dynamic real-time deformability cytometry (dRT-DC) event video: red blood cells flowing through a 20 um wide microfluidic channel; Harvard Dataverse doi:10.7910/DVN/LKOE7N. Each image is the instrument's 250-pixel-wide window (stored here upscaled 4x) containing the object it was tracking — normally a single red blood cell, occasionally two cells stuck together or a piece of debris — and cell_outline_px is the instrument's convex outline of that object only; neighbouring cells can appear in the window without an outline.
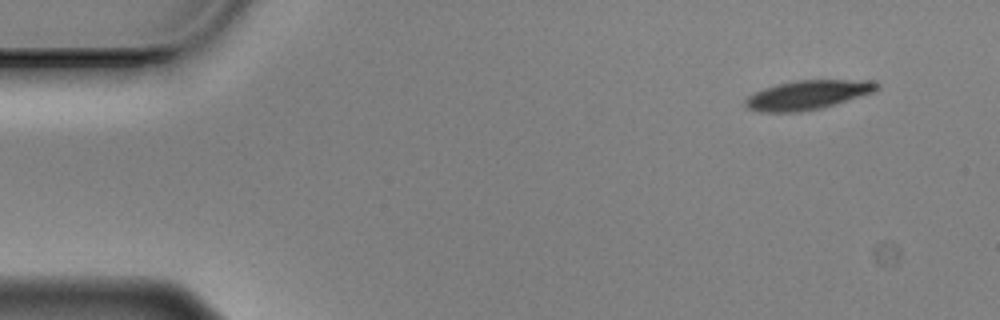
{"species": "Egyptian fruit bat (a non-hibernating species)", "species_latin": "Rousettus aegyptiacus", "temperature_condition": "cold", "stored_images_in_passage": 53, "camera_frame_rate_fps": 3000, "um_per_image_px": 0.085, "animal": {"sex": "male"}, "frame": {"image": 1, "passage_image": 1, "time_ms": 0.0, "image_size_px": [1000, 320], "cell_outline_px": [[880, 88], [872, 92], [820, 108], [800, 112], [760, 112], [748, 108], [744, 104], [744, 100], [748, 96], [764, 88], [776, 84], [796, 80], [876, 80], [880, 84]], "centroid_in_image_um": [68.64, 8.06], "position_along_channel_um": 16.4, "area_um2": 22.25}}
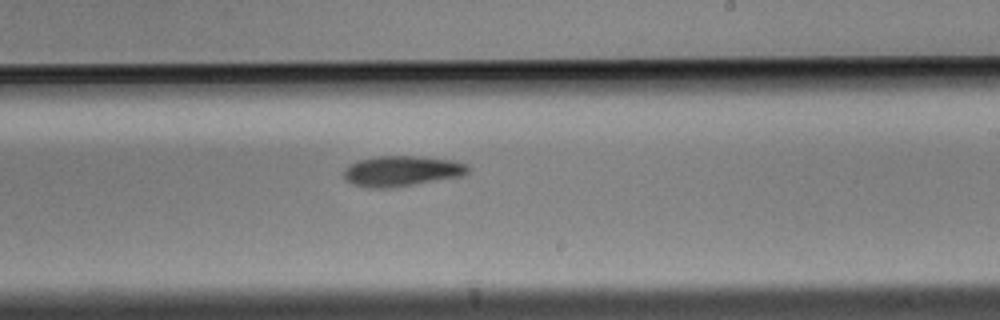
{"frame": {"image": 2, "passage_image": 30, "time_ms": 9.667, "image_size_px": [1000, 320], "cell_outline_px": [[472, 168], [464, 176], [396, 188], [368, 188], [352, 184], [344, 180], [344, 168], [348, 164], [356, 160], [376, 156], [420, 156], [452, 160], [468, 164]], "centroid_in_image_um": [34.15, 14.55], "position_along_channel_um": 254.8, "area_um2": 22.77}}
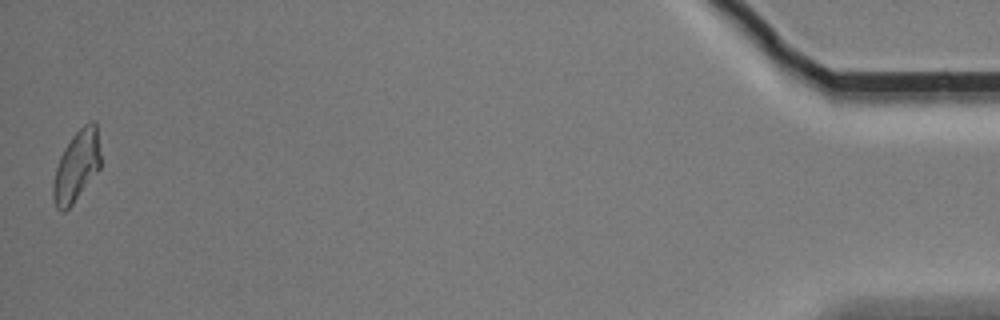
{"frame": {"image": 3, "passage_image": 53, "time_ms": 17.333, "image_size_px": [1000, 320], "cell_outline_px": [[100, 168], [72, 204], [64, 212], [60, 212], [56, 208], [52, 196], [52, 184], [56, 168], [60, 156], [64, 148], [72, 136], [84, 124], [92, 120], [96, 120], [100, 152]], "centroid_in_image_um": [6.5, 14.11], "position_along_channel_um": 428.7, "area_um2": 19.59}, "authors_computed_cell_mechanics": {"area_um2": 22.253, "velocity_mm_per_s": 3.4787, "shape_relaxation_time_tau1_ms": 3.72, "shape_relaxation_time_tau2_ms": null, "deformation_change_tau1": 0.0982, "deformation_change_tau2": null}}